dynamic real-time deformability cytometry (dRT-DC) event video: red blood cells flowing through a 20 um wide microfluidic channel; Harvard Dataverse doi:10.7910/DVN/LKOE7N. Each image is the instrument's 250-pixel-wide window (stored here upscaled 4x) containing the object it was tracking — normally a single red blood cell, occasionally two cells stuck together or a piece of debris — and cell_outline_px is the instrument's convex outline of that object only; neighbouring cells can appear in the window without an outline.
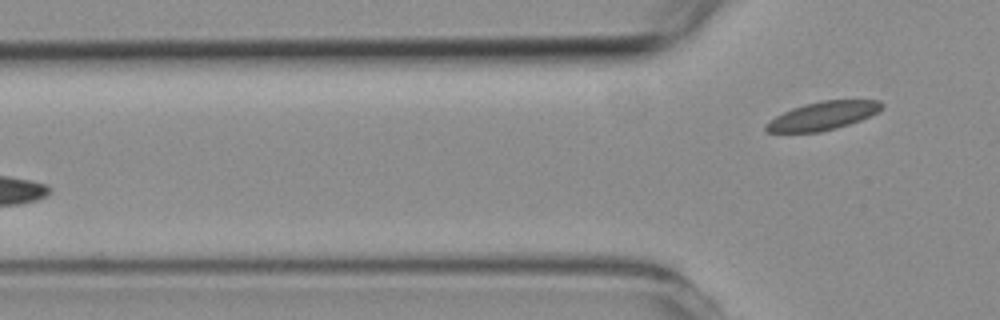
{"species": "common noctule bat (a hibernating species)", "species_latin": "Nyctalus noctula", "temperature_condition": "room temperature", "stored_images_in_passage": 7, "camera_frame_rate_fps": 3000, "um_per_image_px": 0.085, "animal": {"sex": "female", "body_mass_g": 19.3, "forearm_length_mm": 54.1}, "frame": {"image": 1, "passage_image": 7, "time_ms": 7.0, "image_size_px": [1000, 320], "cell_outline_px": [[884, 104], [876, 112], [860, 120], [836, 128], [820, 132], [764, 132], [764, 124], [776, 116], [792, 108], [804, 104], [820, 100], [880, 100]], "centroid_in_image_um": [69.89, 9.84], "position_along_channel_um": 55.9, "area_um2": 18.96}}